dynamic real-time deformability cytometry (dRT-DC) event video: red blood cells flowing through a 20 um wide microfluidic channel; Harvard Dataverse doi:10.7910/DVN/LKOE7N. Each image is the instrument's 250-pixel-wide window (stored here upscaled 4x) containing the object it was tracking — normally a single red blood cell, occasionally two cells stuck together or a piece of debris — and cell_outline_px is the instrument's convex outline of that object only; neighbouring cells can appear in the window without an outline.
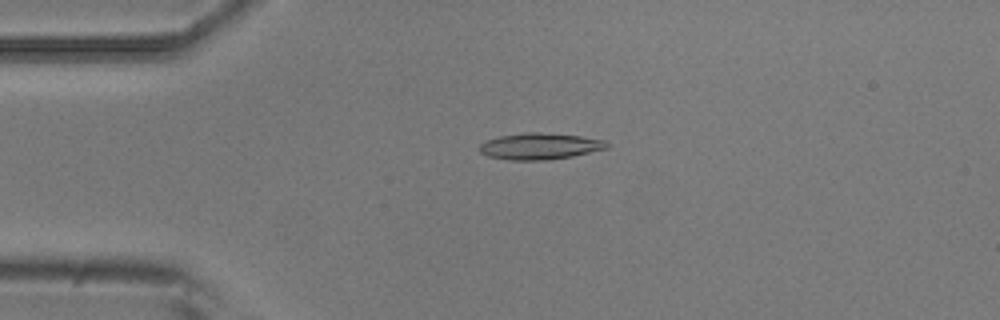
{"species": "common noctule bat (a hibernating species)", "species_latin": "Nyctalus noctula", "temperature_condition": "room temperature", "stored_images_in_passage": 9, "camera_frame_rate_fps": 3000, "um_per_image_px": 0.085, "animal": {"sex": "male", "body_mass_g": 20.5, "forearm_length_mm": 52.5}, "frame": {"image": 1, "passage_image": 4, "time_ms": 1.0, "image_size_px": [1000, 320], "cell_outline_px": [[608, 148], [572, 156], [548, 160], [508, 160], [488, 156], [480, 152], [480, 144], [484, 140], [500, 136], [524, 132], [540, 132], [580, 136], [604, 140], [608, 144]], "centroid_in_image_um": [45.85, 12.43], "position_along_channel_um": 39.1, "area_um2": 19.59}}
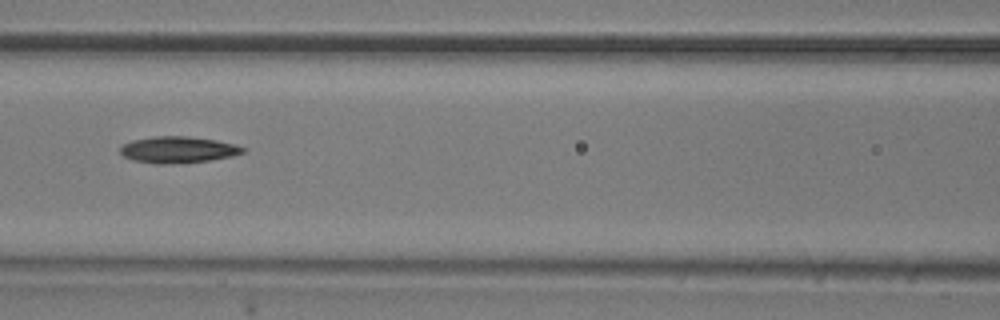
{"frame": {"image": 2, "passage_image": 7, "time_ms": 2.0, "image_size_px": [1000, 320], "cell_outline_px": [[248, 148], [244, 152], [232, 156], [208, 160], [180, 164], [152, 164], [132, 160], [124, 156], [120, 152], [120, 148], [124, 144], [132, 140], [152, 136], [184, 136], [216, 140], [236, 144]], "centroid_in_image_um": [15.13, 12.73], "position_along_channel_um": 151.5, "area_um2": 19.13}}
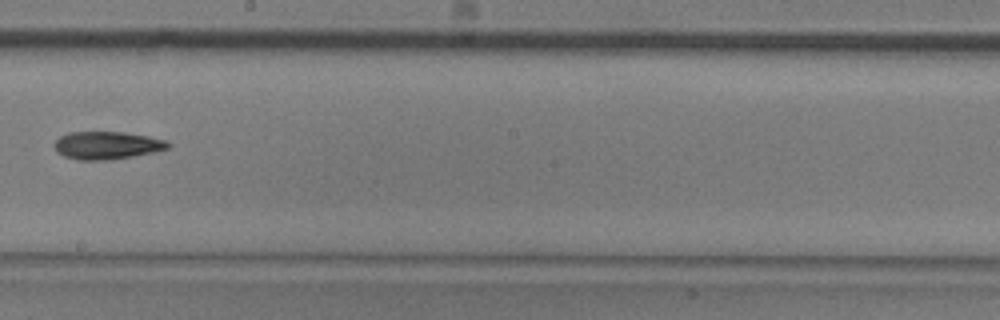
{"frame": {"image": 3, "passage_image": 9, "time_ms": 2.667, "image_size_px": [1000, 320], "cell_outline_px": [[172, 144], [168, 148], [156, 152], [112, 160], [80, 160], [64, 156], [56, 152], [52, 144], [60, 136], [68, 132], [124, 132], [148, 136], [164, 140]], "centroid_in_image_um": [9.07, 12.36], "position_along_channel_um": 239.1, "area_um2": 18.61}}